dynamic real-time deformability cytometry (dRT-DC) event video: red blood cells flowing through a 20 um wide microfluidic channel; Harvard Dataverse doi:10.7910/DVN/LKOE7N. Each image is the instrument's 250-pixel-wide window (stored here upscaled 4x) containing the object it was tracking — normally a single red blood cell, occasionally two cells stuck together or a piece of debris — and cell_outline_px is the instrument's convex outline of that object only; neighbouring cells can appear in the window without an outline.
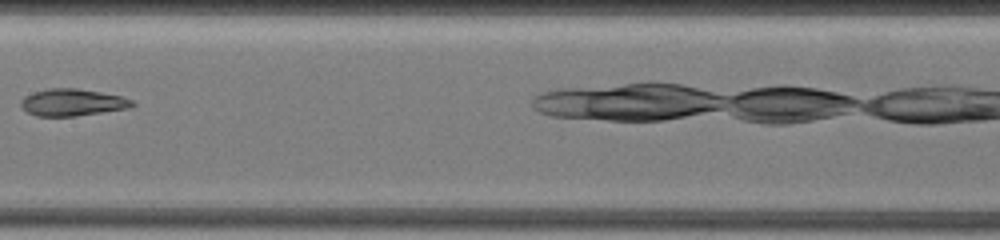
{"species": "common noctule bat (a hibernating species)", "species_latin": "Nyctalus noctula", "temperature_condition": "warm", "stored_images_in_passage": 31, "camera_frame_rate_fps": 3000, "um_per_image_px": 0.085, "animal": {"sex": "female", "body_mass_g": 19.5, "forearm_length_mm": 54.1}, "frame": {"image": 1, "passage_image": 23, "time_ms": 8.667, "image_size_px": [1000, 240], "cell_outline_px": [[136, 104], [132, 108], [76, 116], [36, 116], [28, 112], [20, 104], [20, 100], [24, 96], [48, 88], [76, 88], [100, 92], [120, 96], [132, 100]], "centroid_in_image_um": [6.18, 8.71], "position_along_channel_um": 201.2, "area_um2": 17.51}}
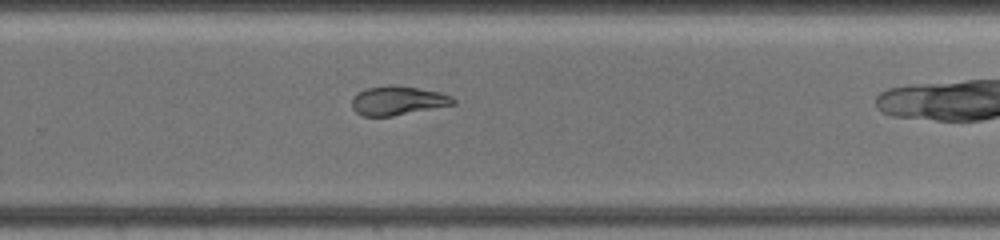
{"frame": {"image": 2, "passage_image": 27, "time_ms": 11.333, "image_size_px": [1000, 240], "cell_outline_px": [[456, 104], [392, 116], [364, 116], [356, 112], [352, 108], [352, 96], [356, 92], [364, 88], [388, 84], [392, 84], [440, 92], [452, 96], [456, 100]], "centroid_in_image_um": [33.78, 8.53], "position_along_channel_um": 296.0, "area_um2": 17.34}}